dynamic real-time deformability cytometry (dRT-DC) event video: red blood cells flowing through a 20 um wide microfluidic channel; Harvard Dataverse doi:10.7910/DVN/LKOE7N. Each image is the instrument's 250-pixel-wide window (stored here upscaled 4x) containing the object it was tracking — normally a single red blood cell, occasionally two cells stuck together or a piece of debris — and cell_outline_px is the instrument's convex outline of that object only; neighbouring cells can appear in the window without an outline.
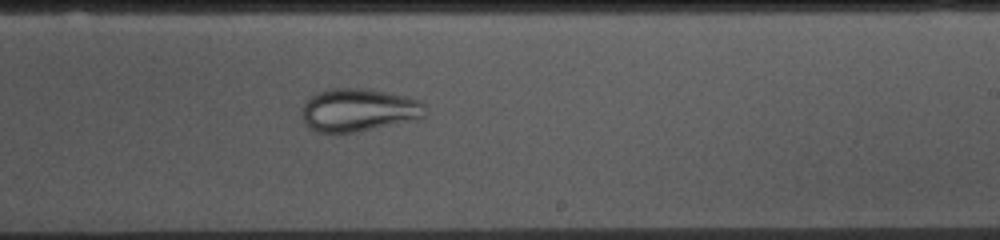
{"species": "common noctule bat (a hibernating species)", "species_latin": "Nyctalus noctula", "temperature_condition": "cold", "stored_images_in_passage": 53, "camera_frame_rate_fps": 3000, "um_per_image_px": 0.085, "animal": {"sex": "female", "body_mass_g": 10.0, "forearm_length_mm": 53.1}, "frame": {"image": 1, "passage_image": 31, "time_ms": 10.0, "image_size_px": [1000, 240], "cell_outline_px": [[428, 108], [424, 116], [420, 120], [336, 136], [316, 132], [304, 120], [300, 112], [304, 104], [316, 92], [328, 88], [364, 88], [404, 96], [420, 100]], "centroid_in_image_um": [30.5, 9.39], "position_along_channel_um": 258.5, "area_um2": 31.73}}
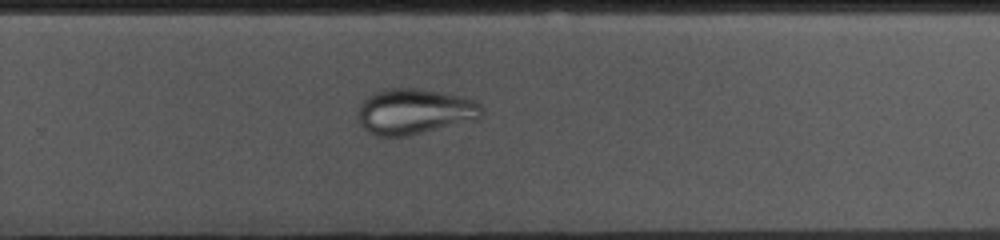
{"frame": {"image": 2, "passage_image": 34, "time_ms": 11.0, "image_size_px": [1000, 240], "cell_outline_px": [[484, 112], [480, 120], [404, 136], [376, 136], [368, 132], [360, 124], [356, 112], [360, 104], [368, 96], [376, 92], [388, 88], [420, 88], [460, 96], [472, 100], [480, 104], [484, 108]], "centroid_in_image_um": [35.25, 9.48], "position_along_channel_um": 294.5, "area_um2": 33.18}}
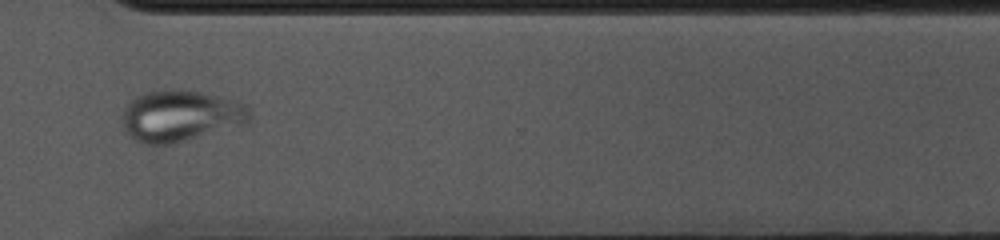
{"frame": {"image": 3, "passage_image": 39, "time_ms": 12.667, "image_size_px": [1000, 240], "cell_outline_px": [[248, 124], [168, 144], [144, 144], [136, 140], [120, 124], [120, 120], [124, 108], [136, 96], [160, 88], [176, 88], [200, 92], [220, 96], [248, 104]], "centroid_in_image_um": [15.33, 9.82], "position_along_channel_um": 355.3, "area_um2": 38.21}}